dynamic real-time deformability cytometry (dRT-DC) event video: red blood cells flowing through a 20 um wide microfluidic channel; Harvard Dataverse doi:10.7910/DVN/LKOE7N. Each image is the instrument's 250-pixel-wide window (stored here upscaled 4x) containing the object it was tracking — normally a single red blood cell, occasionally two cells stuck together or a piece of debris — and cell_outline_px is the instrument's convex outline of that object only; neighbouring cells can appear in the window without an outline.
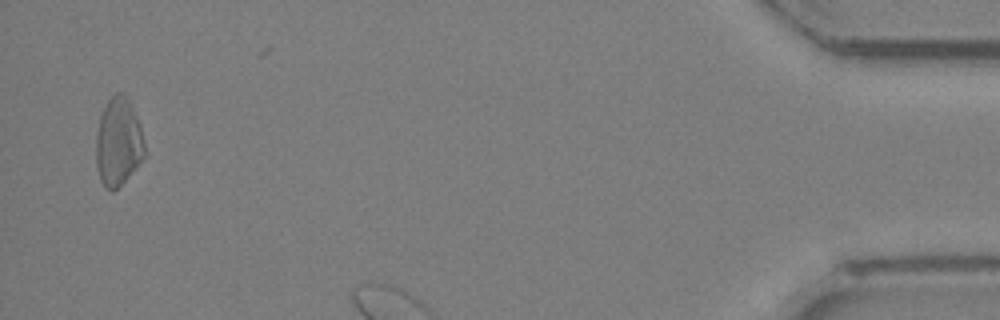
{"species": "Egyptian fruit bat (a non-hibernating species)", "species_latin": "Rousettus aegyptiacus", "temperature_condition": "room temperature", "stored_images_in_passage": 26, "camera_frame_rate_fps": 3000, "um_per_image_px": 0.085, "animal": {"sex": "female"}, "frame": {"image": 1, "passage_image": 26, "time_ms": 8.333, "image_size_px": [1000, 320], "cell_outline_px": [[148, 156], [112, 192], [104, 188], [100, 180], [96, 164], [96, 132], [100, 116], [108, 100], [116, 92], [124, 92], [140, 124]], "centroid_in_image_um": [10.07, 12.09], "position_along_channel_um": 425.1, "area_um2": 25.26}}